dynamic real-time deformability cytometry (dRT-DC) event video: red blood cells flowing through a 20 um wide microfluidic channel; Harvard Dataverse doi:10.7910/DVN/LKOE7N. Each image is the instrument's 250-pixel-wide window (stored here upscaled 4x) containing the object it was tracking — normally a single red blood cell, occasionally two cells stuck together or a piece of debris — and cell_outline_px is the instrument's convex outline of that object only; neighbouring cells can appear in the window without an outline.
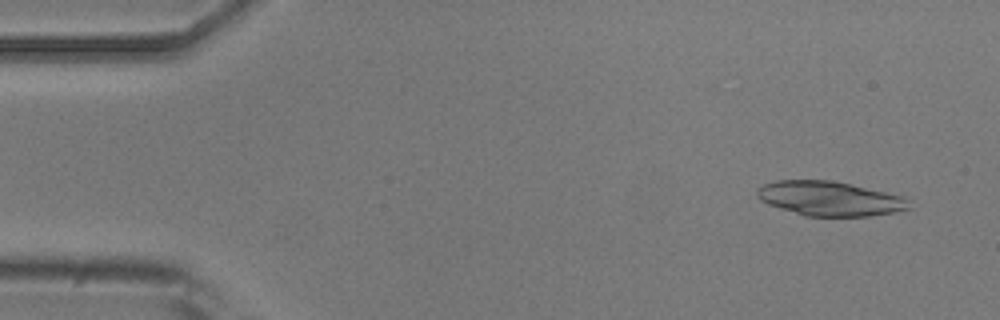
{"species": "common noctule bat (a hibernating species)", "species_latin": "Nyctalus noctula", "temperature_condition": "room temperature", "stored_images_in_passage": 3, "camera_frame_rate_fps": 3000, "um_per_image_px": 0.085, "animal": {"sex": "male", "body_mass_g": 20.5, "forearm_length_mm": 52.5}, "frame": {"image": 1, "passage_image": 1, "time_ms": 0.0, "image_size_px": [1000, 320], "cell_outline_px": [[912, 208], [872, 216], [804, 216], [768, 204], [760, 200], [756, 196], [756, 188], [764, 184], [776, 180], [832, 180], [852, 184], [904, 196], [908, 200]], "centroid_in_image_um": [70.52, 16.87], "position_along_channel_um": 14.5, "area_um2": 30.75}}